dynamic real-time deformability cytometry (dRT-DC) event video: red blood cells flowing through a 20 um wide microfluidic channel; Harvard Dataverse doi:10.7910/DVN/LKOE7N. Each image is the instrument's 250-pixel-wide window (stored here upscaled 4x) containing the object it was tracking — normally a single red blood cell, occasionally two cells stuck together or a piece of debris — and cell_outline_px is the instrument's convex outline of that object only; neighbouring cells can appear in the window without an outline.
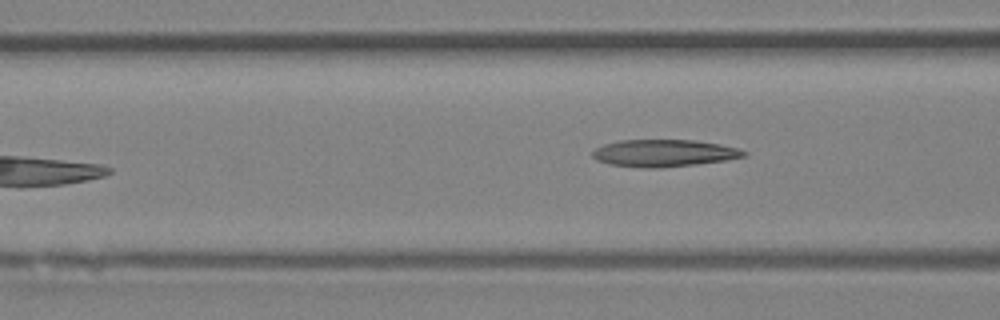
{"species": "Egyptian fruit bat (a non-hibernating species)", "species_latin": "Rousettus aegyptiacus", "temperature_condition": "room temperature", "stored_images_in_passage": 5, "camera_frame_rate_fps": 3000, "um_per_image_px": 0.085, "animal": {"sex": "female"}, "frame": {"image": 1, "passage_image": 5, "time_ms": 4.667, "image_size_px": [1000, 320], "cell_outline_px": [[748, 156], [728, 160], [696, 164], [660, 168], [648, 168], [608, 164], [596, 160], [592, 156], [592, 152], [596, 148], [604, 144], [620, 140], [696, 140], [720, 144], [740, 148], [748, 152]], "centroid_in_image_um": [56.49, 13.01], "position_along_channel_um": 110.1, "area_um2": 24.16}}